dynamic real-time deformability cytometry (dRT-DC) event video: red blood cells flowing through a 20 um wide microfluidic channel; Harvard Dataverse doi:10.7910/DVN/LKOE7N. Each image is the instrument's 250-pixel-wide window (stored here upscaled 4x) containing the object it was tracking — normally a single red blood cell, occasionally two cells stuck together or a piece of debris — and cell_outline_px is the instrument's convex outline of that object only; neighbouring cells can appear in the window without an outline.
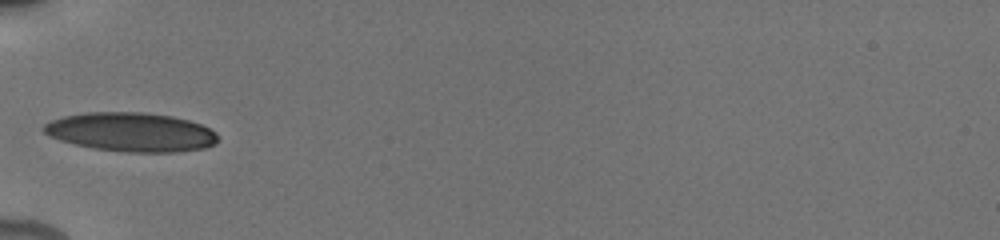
{"species": "human", "species_latin": "Homo sapiens", "temperature_condition": "cold", "stored_images_in_passage": 8, "camera_frame_rate_fps": 3000, "um_per_image_px": 0.085, "donor": {"sex": "male"}, "frame": {"image": 1, "passage_image": 1, "time_ms": 0.0, "image_size_px": [1000, 240], "cell_outline_px": [[220, 140], [216, 144], [204, 148], [176, 152], [128, 152], [92, 148], [60, 140], [44, 132], [40, 128], [44, 124], [52, 120], [64, 116], [84, 112], [148, 112], [172, 116], [188, 120], [200, 124], [216, 132]], "centroid_in_image_um": [11.17, 11.22], "position_along_channel_um": 73.8, "area_um2": 39.71}}